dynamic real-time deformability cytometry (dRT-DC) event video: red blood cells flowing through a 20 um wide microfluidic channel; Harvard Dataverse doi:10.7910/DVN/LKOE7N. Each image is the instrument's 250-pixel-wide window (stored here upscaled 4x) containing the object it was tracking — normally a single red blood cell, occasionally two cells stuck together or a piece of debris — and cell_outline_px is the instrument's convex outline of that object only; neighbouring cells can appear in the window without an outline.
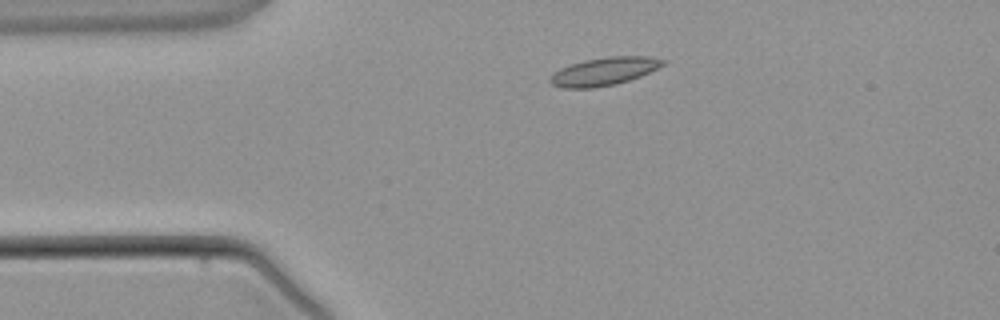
{"species": "common noctule bat (a hibernating species)", "species_latin": "Nyctalus noctula", "temperature_condition": "warm", "stored_images_in_passage": 3, "camera_frame_rate_fps": 3000, "um_per_image_px": 0.085, "animal": {"sex": "male", "body_mass_g": 21.5, "forearm_length_mm": 52.0}, "frame": {"image": 1, "passage_image": 2, "time_ms": 1.333, "image_size_px": [1000, 320], "cell_outline_px": [[668, 60], [664, 64], [640, 76], [616, 84], [592, 88], [564, 88], [552, 84], [548, 80], [552, 72], [560, 68], [584, 60], [608, 56], [648, 56]], "centroid_in_image_um": [51.32, 6.06], "position_along_channel_um": 33.7, "area_um2": 18.38}}